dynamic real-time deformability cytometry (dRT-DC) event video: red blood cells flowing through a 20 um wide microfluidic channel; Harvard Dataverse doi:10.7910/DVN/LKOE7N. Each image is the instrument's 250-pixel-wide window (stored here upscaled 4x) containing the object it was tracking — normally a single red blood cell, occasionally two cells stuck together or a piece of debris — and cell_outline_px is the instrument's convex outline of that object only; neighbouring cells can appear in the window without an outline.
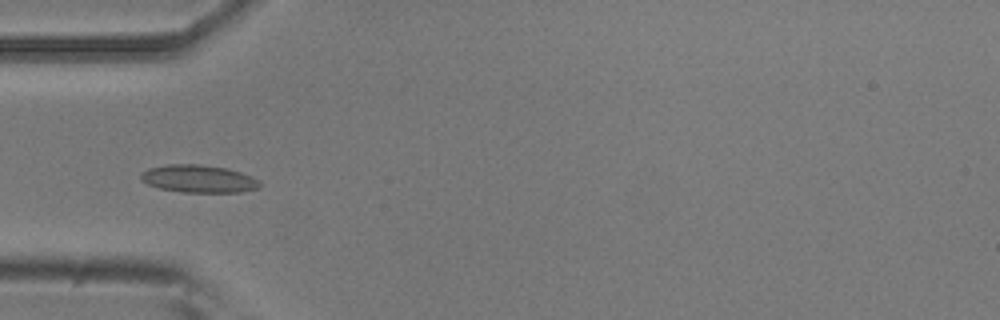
{"species": "common noctule bat (a hibernating species)", "species_latin": "Nyctalus noctula", "temperature_condition": "room temperature", "stored_images_in_passage": 7, "camera_frame_rate_fps": 3000, "um_per_image_px": 0.085, "animal": {"sex": "male", "body_mass_g": 20.5, "forearm_length_mm": 52.5}, "frame": {"image": 1, "passage_image": 4, "time_ms": 1.0, "image_size_px": [1000, 320], "cell_outline_px": [[260, 188], [240, 192], [180, 192], [160, 188], [148, 184], [140, 180], [140, 172], [148, 168], [168, 164], [200, 164], [228, 168], [252, 176], [260, 184]], "centroid_in_image_um": [16.85, 15.19], "position_along_channel_um": 68.2, "area_um2": 19.25}}
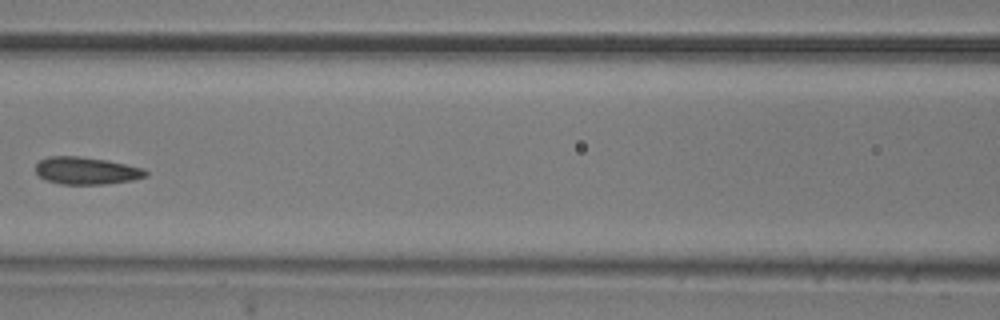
{"frame": {"image": 2, "passage_image": 6, "time_ms": 1.667, "image_size_px": [1000, 320], "cell_outline_px": [[148, 176], [132, 180], [104, 184], [60, 184], [48, 180], [40, 176], [36, 172], [36, 164], [40, 160], [48, 156], [80, 156], [108, 160], [144, 168], [148, 172]], "centroid_in_image_um": [7.37, 14.5], "position_along_channel_um": 159.2, "area_um2": 17.57}}
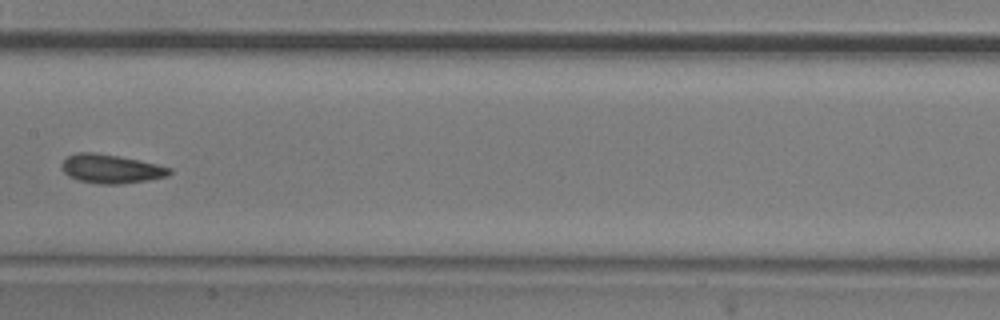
{"frame": {"image": 3, "passage_image": 7, "time_ms": 2.0, "image_size_px": [1000, 320], "cell_outline_px": [[172, 172], [168, 176], [148, 180], [120, 184], [96, 184], [80, 180], [68, 176], [64, 172], [60, 164], [68, 156], [76, 152], [92, 152], [116, 156], [156, 164], [172, 168]], "centroid_in_image_um": [9.42, 14.36], "position_along_channel_um": 198.0, "area_um2": 17.98}}